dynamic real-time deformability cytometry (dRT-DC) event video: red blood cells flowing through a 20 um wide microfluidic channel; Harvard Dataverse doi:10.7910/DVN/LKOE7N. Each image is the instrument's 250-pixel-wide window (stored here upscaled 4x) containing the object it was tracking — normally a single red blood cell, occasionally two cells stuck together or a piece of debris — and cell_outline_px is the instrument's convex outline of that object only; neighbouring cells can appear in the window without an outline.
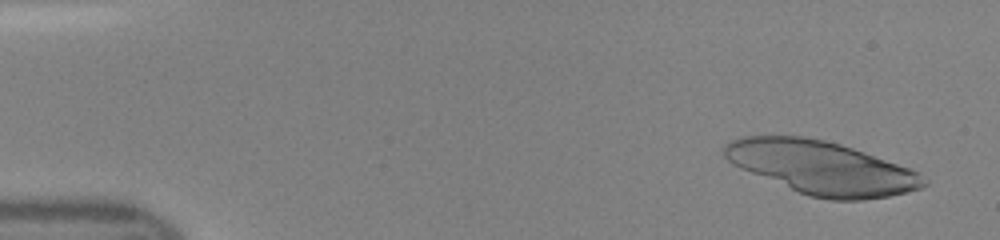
{"species": "human", "species_latin": "Homo sapiens", "temperature_condition": "room temperature", "stored_images_in_passage": 18, "camera_frame_rate_fps": 3000, "um_per_image_px": 0.085, "donor": {"sex": "female"}, "frame": {"image": 1, "passage_image": 3, "time_ms": 0.667, "image_size_px": [1000, 240], "cell_outline_px": [[928, 184], [920, 188], [888, 196], [860, 200], [832, 200], [808, 196], [740, 168], [732, 164], [724, 156], [724, 144], [728, 140], [740, 136], [800, 136], [824, 140], [840, 144], [864, 152], [920, 172]], "centroid_in_image_um": [69.79, 14.25], "position_along_channel_um": 15.2, "area_um2": 61.38}}